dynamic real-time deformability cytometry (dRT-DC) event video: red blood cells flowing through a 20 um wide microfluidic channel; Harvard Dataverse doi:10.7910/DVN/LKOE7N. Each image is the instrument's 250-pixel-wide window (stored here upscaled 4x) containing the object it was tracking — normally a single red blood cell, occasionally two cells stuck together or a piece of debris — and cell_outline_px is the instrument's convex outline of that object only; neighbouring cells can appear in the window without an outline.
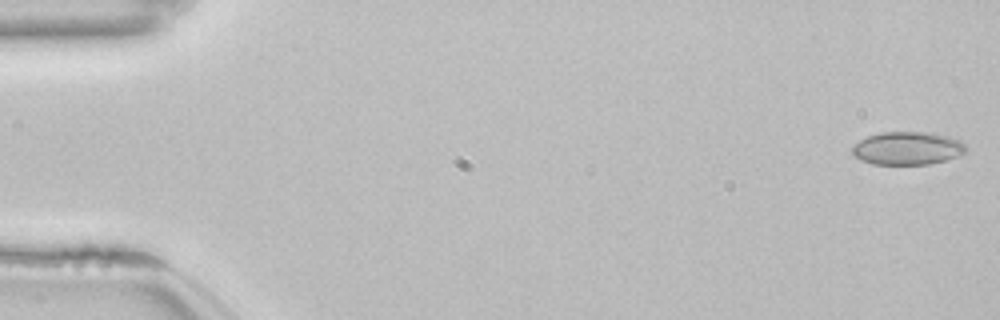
{"species": "common noctule bat (a hibernating species)", "species_latin": "Nyctalus noctula", "temperature_condition": "room temperature", "stored_images_in_passage": 53, "camera_frame_rate_fps": 3000, "um_per_image_px": 0.085, "animal": {"sex": "female", "body_mass_g": 22.7, "forearm_length_mm": 54.2}, "frame": {"image": 1, "passage_image": 1, "time_ms": 0.0, "image_size_px": [1000, 320], "cell_outline_px": [[964, 152], [956, 156], [944, 160], [928, 164], [872, 164], [860, 160], [852, 156], [852, 144], [868, 136], [880, 132], [924, 132], [948, 136], [960, 140], [964, 144]], "centroid_in_image_um": [77.05, 12.6], "position_along_channel_um": 7.9, "area_um2": 21.79}}
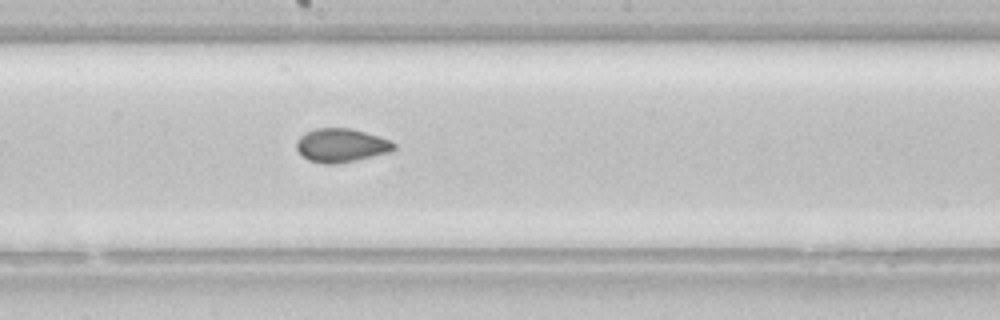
{"frame": {"image": 2, "passage_image": 29, "time_ms": 9.333, "image_size_px": [1000, 320], "cell_outline_px": [[396, 148], [392, 152], [336, 164], [324, 164], [308, 160], [296, 148], [296, 140], [304, 132], [316, 128], [352, 128], [380, 136], [396, 144]], "centroid_in_image_um": [29.01, 12.34], "position_along_channel_um": 219.2, "area_um2": 19.25}}
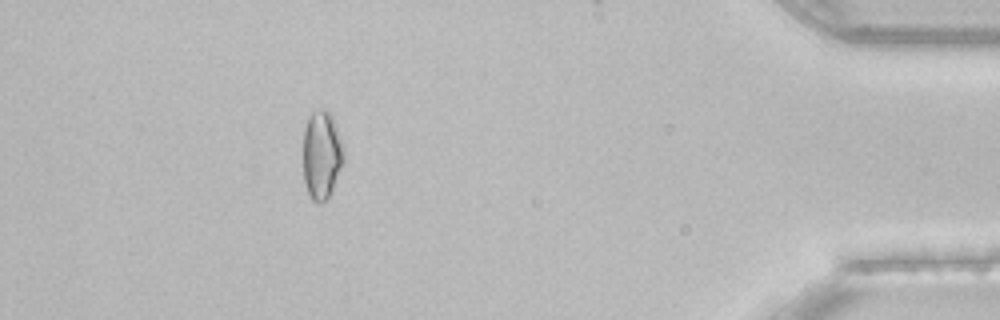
{"frame": {"image": 3, "passage_image": 48, "time_ms": 15.667, "image_size_px": [1000, 320], "cell_outline_px": [[344, 164], [332, 192], [320, 204], [316, 204], [312, 200], [308, 192], [304, 180], [304, 128], [308, 116], [312, 112], [320, 108], [324, 108], [332, 116], [344, 148]], "centroid_in_image_um": [27.36, 13.18], "position_along_channel_um": 407.8, "area_um2": 21.15}, "authors_computed_cell_mechanics": {"area_um2": 19.7676, "velocity_mm_per_s": 3.8554, "shape_relaxation_time_tau1_ms": null, "shape_relaxation_time_tau2_ms": 5.1137, "deformation_change_tau1": null, "deformation_change_tau2": 0.0801}}